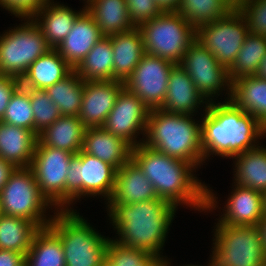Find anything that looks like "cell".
Returning a JSON list of instances; mask_svg holds the SVG:
<instances>
[{
  "mask_svg": "<svg viewBox=\"0 0 266 266\" xmlns=\"http://www.w3.org/2000/svg\"><path fill=\"white\" fill-rule=\"evenodd\" d=\"M235 184L256 191H266V148L259 145L233 157Z\"/></svg>",
  "mask_w": 266,
  "mask_h": 266,
  "instance_id": "f1b7e54d",
  "label": "cell"
},
{
  "mask_svg": "<svg viewBox=\"0 0 266 266\" xmlns=\"http://www.w3.org/2000/svg\"><path fill=\"white\" fill-rule=\"evenodd\" d=\"M266 55V36L249 32L233 65L228 69L229 79L254 76Z\"/></svg>",
  "mask_w": 266,
  "mask_h": 266,
  "instance_id": "836d02e7",
  "label": "cell"
},
{
  "mask_svg": "<svg viewBox=\"0 0 266 266\" xmlns=\"http://www.w3.org/2000/svg\"><path fill=\"white\" fill-rule=\"evenodd\" d=\"M162 12H178L182 0H155Z\"/></svg>",
  "mask_w": 266,
  "mask_h": 266,
  "instance_id": "f6af8a7d",
  "label": "cell"
},
{
  "mask_svg": "<svg viewBox=\"0 0 266 266\" xmlns=\"http://www.w3.org/2000/svg\"><path fill=\"white\" fill-rule=\"evenodd\" d=\"M143 144L165 155L193 164H203L201 123L191 115L150 110ZM146 140V141H145Z\"/></svg>",
  "mask_w": 266,
  "mask_h": 266,
  "instance_id": "277c9868",
  "label": "cell"
},
{
  "mask_svg": "<svg viewBox=\"0 0 266 266\" xmlns=\"http://www.w3.org/2000/svg\"><path fill=\"white\" fill-rule=\"evenodd\" d=\"M14 169L15 167L10 162H6L0 158V191Z\"/></svg>",
  "mask_w": 266,
  "mask_h": 266,
  "instance_id": "ee69618b",
  "label": "cell"
},
{
  "mask_svg": "<svg viewBox=\"0 0 266 266\" xmlns=\"http://www.w3.org/2000/svg\"><path fill=\"white\" fill-rule=\"evenodd\" d=\"M73 70L58 50L51 48L30 65L20 79L21 86L25 89L45 90L63 80Z\"/></svg>",
  "mask_w": 266,
  "mask_h": 266,
  "instance_id": "d4e9b609",
  "label": "cell"
},
{
  "mask_svg": "<svg viewBox=\"0 0 266 266\" xmlns=\"http://www.w3.org/2000/svg\"><path fill=\"white\" fill-rule=\"evenodd\" d=\"M133 147L103 127H88L81 151L112 165L116 170L131 160Z\"/></svg>",
  "mask_w": 266,
  "mask_h": 266,
  "instance_id": "e0dca14e",
  "label": "cell"
},
{
  "mask_svg": "<svg viewBox=\"0 0 266 266\" xmlns=\"http://www.w3.org/2000/svg\"><path fill=\"white\" fill-rule=\"evenodd\" d=\"M0 36V74L21 79L32 63L51 48L32 19Z\"/></svg>",
  "mask_w": 266,
  "mask_h": 266,
  "instance_id": "9c48e42d",
  "label": "cell"
},
{
  "mask_svg": "<svg viewBox=\"0 0 266 266\" xmlns=\"http://www.w3.org/2000/svg\"><path fill=\"white\" fill-rule=\"evenodd\" d=\"M263 196V213L264 217H266V191L262 193Z\"/></svg>",
  "mask_w": 266,
  "mask_h": 266,
  "instance_id": "681fc988",
  "label": "cell"
},
{
  "mask_svg": "<svg viewBox=\"0 0 266 266\" xmlns=\"http://www.w3.org/2000/svg\"><path fill=\"white\" fill-rule=\"evenodd\" d=\"M256 76L266 80V55L263 57L260 67L256 73Z\"/></svg>",
  "mask_w": 266,
  "mask_h": 266,
  "instance_id": "7dc6e473",
  "label": "cell"
},
{
  "mask_svg": "<svg viewBox=\"0 0 266 266\" xmlns=\"http://www.w3.org/2000/svg\"><path fill=\"white\" fill-rule=\"evenodd\" d=\"M119 244L147 251L159 258L177 206L162 198L132 204H108ZM162 256V257H161Z\"/></svg>",
  "mask_w": 266,
  "mask_h": 266,
  "instance_id": "3957f363",
  "label": "cell"
},
{
  "mask_svg": "<svg viewBox=\"0 0 266 266\" xmlns=\"http://www.w3.org/2000/svg\"><path fill=\"white\" fill-rule=\"evenodd\" d=\"M2 214L34 222L39 228L48 227L52 217L46 219V209L53 207L41 194L30 167H17L9 175L0 191Z\"/></svg>",
  "mask_w": 266,
  "mask_h": 266,
  "instance_id": "ba28073f",
  "label": "cell"
},
{
  "mask_svg": "<svg viewBox=\"0 0 266 266\" xmlns=\"http://www.w3.org/2000/svg\"><path fill=\"white\" fill-rule=\"evenodd\" d=\"M131 160L152 183L159 198L198 211L216 208V196L194 177L192 172L196 167L193 164L165 155L143 143L132 149Z\"/></svg>",
  "mask_w": 266,
  "mask_h": 266,
  "instance_id": "6da1fadb",
  "label": "cell"
},
{
  "mask_svg": "<svg viewBox=\"0 0 266 266\" xmlns=\"http://www.w3.org/2000/svg\"><path fill=\"white\" fill-rule=\"evenodd\" d=\"M50 0H0V6L20 19H32Z\"/></svg>",
  "mask_w": 266,
  "mask_h": 266,
  "instance_id": "60d3db41",
  "label": "cell"
},
{
  "mask_svg": "<svg viewBox=\"0 0 266 266\" xmlns=\"http://www.w3.org/2000/svg\"><path fill=\"white\" fill-rule=\"evenodd\" d=\"M74 155L66 150L44 146L37 141L30 168L41 194L57 210H66V175Z\"/></svg>",
  "mask_w": 266,
  "mask_h": 266,
  "instance_id": "7c38bea8",
  "label": "cell"
},
{
  "mask_svg": "<svg viewBox=\"0 0 266 266\" xmlns=\"http://www.w3.org/2000/svg\"><path fill=\"white\" fill-rule=\"evenodd\" d=\"M2 214L1 204H0V215Z\"/></svg>",
  "mask_w": 266,
  "mask_h": 266,
  "instance_id": "db71d44e",
  "label": "cell"
},
{
  "mask_svg": "<svg viewBox=\"0 0 266 266\" xmlns=\"http://www.w3.org/2000/svg\"><path fill=\"white\" fill-rule=\"evenodd\" d=\"M258 228L261 232V238L263 241V246L266 251V217L262 219V221L258 224Z\"/></svg>",
  "mask_w": 266,
  "mask_h": 266,
  "instance_id": "bcb514c9",
  "label": "cell"
},
{
  "mask_svg": "<svg viewBox=\"0 0 266 266\" xmlns=\"http://www.w3.org/2000/svg\"><path fill=\"white\" fill-rule=\"evenodd\" d=\"M111 37H102L74 71L84 81L113 80Z\"/></svg>",
  "mask_w": 266,
  "mask_h": 266,
  "instance_id": "f546056e",
  "label": "cell"
},
{
  "mask_svg": "<svg viewBox=\"0 0 266 266\" xmlns=\"http://www.w3.org/2000/svg\"><path fill=\"white\" fill-rule=\"evenodd\" d=\"M249 32L244 15L239 10H231L226 16L199 26L196 39L228 70Z\"/></svg>",
  "mask_w": 266,
  "mask_h": 266,
  "instance_id": "8fae6325",
  "label": "cell"
},
{
  "mask_svg": "<svg viewBox=\"0 0 266 266\" xmlns=\"http://www.w3.org/2000/svg\"><path fill=\"white\" fill-rule=\"evenodd\" d=\"M231 10L222 0H182L178 12L197 29L226 16Z\"/></svg>",
  "mask_w": 266,
  "mask_h": 266,
  "instance_id": "e575fe53",
  "label": "cell"
},
{
  "mask_svg": "<svg viewBox=\"0 0 266 266\" xmlns=\"http://www.w3.org/2000/svg\"><path fill=\"white\" fill-rule=\"evenodd\" d=\"M211 266H263L266 251L258 226L217 223Z\"/></svg>",
  "mask_w": 266,
  "mask_h": 266,
  "instance_id": "52a82bcc",
  "label": "cell"
},
{
  "mask_svg": "<svg viewBox=\"0 0 266 266\" xmlns=\"http://www.w3.org/2000/svg\"><path fill=\"white\" fill-rule=\"evenodd\" d=\"M175 65L167 59L145 54L124 85L150 110L160 109L165 101L169 73Z\"/></svg>",
  "mask_w": 266,
  "mask_h": 266,
  "instance_id": "5bb4252c",
  "label": "cell"
},
{
  "mask_svg": "<svg viewBox=\"0 0 266 266\" xmlns=\"http://www.w3.org/2000/svg\"><path fill=\"white\" fill-rule=\"evenodd\" d=\"M125 87L117 80L84 81L82 103L78 117L86 128L102 127Z\"/></svg>",
  "mask_w": 266,
  "mask_h": 266,
  "instance_id": "2e32d148",
  "label": "cell"
},
{
  "mask_svg": "<svg viewBox=\"0 0 266 266\" xmlns=\"http://www.w3.org/2000/svg\"><path fill=\"white\" fill-rule=\"evenodd\" d=\"M209 102L201 123V147L204 161L210 155L233 158L253 149L264 136L263 124L252 114L237 107L231 100ZM211 153V154H210Z\"/></svg>",
  "mask_w": 266,
  "mask_h": 266,
  "instance_id": "7a4b0ae2",
  "label": "cell"
},
{
  "mask_svg": "<svg viewBox=\"0 0 266 266\" xmlns=\"http://www.w3.org/2000/svg\"><path fill=\"white\" fill-rule=\"evenodd\" d=\"M0 121L34 131L33 108L27 89L20 86L14 92Z\"/></svg>",
  "mask_w": 266,
  "mask_h": 266,
  "instance_id": "8d00e7d4",
  "label": "cell"
},
{
  "mask_svg": "<svg viewBox=\"0 0 266 266\" xmlns=\"http://www.w3.org/2000/svg\"><path fill=\"white\" fill-rule=\"evenodd\" d=\"M222 1H224L232 10H239L244 0H222Z\"/></svg>",
  "mask_w": 266,
  "mask_h": 266,
  "instance_id": "c3c4849f",
  "label": "cell"
},
{
  "mask_svg": "<svg viewBox=\"0 0 266 266\" xmlns=\"http://www.w3.org/2000/svg\"><path fill=\"white\" fill-rule=\"evenodd\" d=\"M85 129L78 116L61 115L38 134V141L44 146L77 154L82 149Z\"/></svg>",
  "mask_w": 266,
  "mask_h": 266,
  "instance_id": "484cf974",
  "label": "cell"
},
{
  "mask_svg": "<svg viewBox=\"0 0 266 266\" xmlns=\"http://www.w3.org/2000/svg\"><path fill=\"white\" fill-rule=\"evenodd\" d=\"M48 227L60 238L66 266H101L110 239L105 238L74 210H57Z\"/></svg>",
  "mask_w": 266,
  "mask_h": 266,
  "instance_id": "5b68a950",
  "label": "cell"
},
{
  "mask_svg": "<svg viewBox=\"0 0 266 266\" xmlns=\"http://www.w3.org/2000/svg\"><path fill=\"white\" fill-rule=\"evenodd\" d=\"M102 37L97 23L84 10L77 17L71 31L57 50L67 63L75 69Z\"/></svg>",
  "mask_w": 266,
  "mask_h": 266,
  "instance_id": "ac0fdd59",
  "label": "cell"
},
{
  "mask_svg": "<svg viewBox=\"0 0 266 266\" xmlns=\"http://www.w3.org/2000/svg\"><path fill=\"white\" fill-rule=\"evenodd\" d=\"M84 10L85 7L76 12L68 6L54 4L50 0L32 17V20L45 36L48 46L57 49L71 31L77 17Z\"/></svg>",
  "mask_w": 266,
  "mask_h": 266,
  "instance_id": "603a6c76",
  "label": "cell"
},
{
  "mask_svg": "<svg viewBox=\"0 0 266 266\" xmlns=\"http://www.w3.org/2000/svg\"><path fill=\"white\" fill-rule=\"evenodd\" d=\"M130 22L135 28L162 13L155 0H125Z\"/></svg>",
  "mask_w": 266,
  "mask_h": 266,
  "instance_id": "ab89813d",
  "label": "cell"
},
{
  "mask_svg": "<svg viewBox=\"0 0 266 266\" xmlns=\"http://www.w3.org/2000/svg\"><path fill=\"white\" fill-rule=\"evenodd\" d=\"M113 49V80L124 82L146 54L138 28L110 36Z\"/></svg>",
  "mask_w": 266,
  "mask_h": 266,
  "instance_id": "cb8c5ba5",
  "label": "cell"
},
{
  "mask_svg": "<svg viewBox=\"0 0 266 266\" xmlns=\"http://www.w3.org/2000/svg\"><path fill=\"white\" fill-rule=\"evenodd\" d=\"M234 186L224 215L218 221L225 225L258 226L264 218L262 192L238 184Z\"/></svg>",
  "mask_w": 266,
  "mask_h": 266,
  "instance_id": "d6986e66",
  "label": "cell"
},
{
  "mask_svg": "<svg viewBox=\"0 0 266 266\" xmlns=\"http://www.w3.org/2000/svg\"><path fill=\"white\" fill-rule=\"evenodd\" d=\"M159 199L152 183L130 160L117 170L113 194L106 204H132Z\"/></svg>",
  "mask_w": 266,
  "mask_h": 266,
  "instance_id": "44dd1931",
  "label": "cell"
},
{
  "mask_svg": "<svg viewBox=\"0 0 266 266\" xmlns=\"http://www.w3.org/2000/svg\"><path fill=\"white\" fill-rule=\"evenodd\" d=\"M149 112L144 102L124 87L102 127L134 148L143 143V140L138 142L136 138L139 132L145 135Z\"/></svg>",
  "mask_w": 266,
  "mask_h": 266,
  "instance_id": "9a60e30c",
  "label": "cell"
},
{
  "mask_svg": "<svg viewBox=\"0 0 266 266\" xmlns=\"http://www.w3.org/2000/svg\"><path fill=\"white\" fill-rule=\"evenodd\" d=\"M107 261L113 266H162V258L145 250L127 247L110 238Z\"/></svg>",
  "mask_w": 266,
  "mask_h": 266,
  "instance_id": "d590c367",
  "label": "cell"
},
{
  "mask_svg": "<svg viewBox=\"0 0 266 266\" xmlns=\"http://www.w3.org/2000/svg\"><path fill=\"white\" fill-rule=\"evenodd\" d=\"M116 172L112 165L93 155L82 151L75 154L66 175V210H72L71 207L68 209L70 204L86 195H102L109 201L115 187Z\"/></svg>",
  "mask_w": 266,
  "mask_h": 266,
  "instance_id": "30bf717a",
  "label": "cell"
},
{
  "mask_svg": "<svg viewBox=\"0 0 266 266\" xmlns=\"http://www.w3.org/2000/svg\"><path fill=\"white\" fill-rule=\"evenodd\" d=\"M28 266H66L60 238L49 228H40L25 255Z\"/></svg>",
  "mask_w": 266,
  "mask_h": 266,
  "instance_id": "4dcf8cb0",
  "label": "cell"
},
{
  "mask_svg": "<svg viewBox=\"0 0 266 266\" xmlns=\"http://www.w3.org/2000/svg\"><path fill=\"white\" fill-rule=\"evenodd\" d=\"M17 266H28L27 261L24 259L19 265Z\"/></svg>",
  "mask_w": 266,
  "mask_h": 266,
  "instance_id": "816d5d0a",
  "label": "cell"
},
{
  "mask_svg": "<svg viewBox=\"0 0 266 266\" xmlns=\"http://www.w3.org/2000/svg\"><path fill=\"white\" fill-rule=\"evenodd\" d=\"M167 86L165 101L160 108L163 111L194 116L201 103L208 104L188 73L178 64L170 71Z\"/></svg>",
  "mask_w": 266,
  "mask_h": 266,
  "instance_id": "ffe728a7",
  "label": "cell"
},
{
  "mask_svg": "<svg viewBox=\"0 0 266 266\" xmlns=\"http://www.w3.org/2000/svg\"><path fill=\"white\" fill-rule=\"evenodd\" d=\"M40 228L32 221L0 215V249L11 250L24 256L31 247L32 239Z\"/></svg>",
  "mask_w": 266,
  "mask_h": 266,
  "instance_id": "1f68e13d",
  "label": "cell"
},
{
  "mask_svg": "<svg viewBox=\"0 0 266 266\" xmlns=\"http://www.w3.org/2000/svg\"><path fill=\"white\" fill-rule=\"evenodd\" d=\"M85 5V10L97 23L103 37L135 28L130 22L125 0H91Z\"/></svg>",
  "mask_w": 266,
  "mask_h": 266,
  "instance_id": "4316f807",
  "label": "cell"
},
{
  "mask_svg": "<svg viewBox=\"0 0 266 266\" xmlns=\"http://www.w3.org/2000/svg\"><path fill=\"white\" fill-rule=\"evenodd\" d=\"M237 107L266 124V80L254 76L232 81L231 99Z\"/></svg>",
  "mask_w": 266,
  "mask_h": 266,
  "instance_id": "83f0119b",
  "label": "cell"
},
{
  "mask_svg": "<svg viewBox=\"0 0 266 266\" xmlns=\"http://www.w3.org/2000/svg\"><path fill=\"white\" fill-rule=\"evenodd\" d=\"M33 108L34 132L38 135L53 124L60 116L59 108L44 90L27 89Z\"/></svg>",
  "mask_w": 266,
  "mask_h": 266,
  "instance_id": "74e56055",
  "label": "cell"
},
{
  "mask_svg": "<svg viewBox=\"0 0 266 266\" xmlns=\"http://www.w3.org/2000/svg\"><path fill=\"white\" fill-rule=\"evenodd\" d=\"M178 65L188 73L205 101L213 102L214 100L210 97L216 94L219 96L220 90L222 92L226 87V90H229L226 99H231L232 82L229 79L228 70L197 39L188 46V50Z\"/></svg>",
  "mask_w": 266,
  "mask_h": 266,
  "instance_id": "4fadbf2b",
  "label": "cell"
},
{
  "mask_svg": "<svg viewBox=\"0 0 266 266\" xmlns=\"http://www.w3.org/2000/svg\"><path fill=\"white\" fill-rule=\"evenodd\" d=\"M25 256L11 250L0 249V266H17L23 260Z\"/></svg>",
  "mask_w": 266,
  "mask_h": 266,
  "instance_id": "7bdbcfd3",
  "label": "cell"
},
{
  "mask_svg": "<svg viewBox=\"0 0 266 266\" xmlns=\"http://www.w3.org/2000/svg\"><path fill=\"white\" fill-rule=\"evenodd\" d=\"M101 266H113V265H111V263L106 260Z\"/></svg>",
  "mask_w": 266,
  "mask_h": 266,
  "instance_id": "f5cc1de1",
  "label": "cell"
},
{
  "mask_svg": "<svg viewBox=\"0 0 266 266\" xmlns=\"http://www.w3.org/2000/svg\"><path fill=\"white\" fill-rule=\"evenodd\" d=\"M146 54L179 64L188 46L196 39V29L179 12H162L141 24Z\"/></svg>",
  "mask_w": 266,
  "mask_h": 266,
  "instance_id": "8992f818",
  "label": "cell"
},
{
  "mask_svg": "<svg viewBox=\"0 0 266 266\" xmlns=\"http://www.w3.org/2000/svg\"><path fill=\"white\" fill-rule=\"evenodd\" d=\"M37 141L34 131L0 121V158L15 168L30 167Z\"/></svg>",
  "mask_w": 266,
  "mask_h": 266,
  "instance_id": "7402d4cb",
  "label": "cell"
},
{
  "mask_svg": "<svg viewBox=\"0 0 266 266\" xmlns=\"http://www.w3.org/2000/svg\"><path fill=\"white\" fill-rule=\"evenodd\" d=\"M84 80L73 70L63 80L46 88L53 103L59 108L60 114L78 116L82 103Z\"/></svg>",
  "mask_w": 266,
  "mask_h": 266,
  "instance_id": "d6a6232c",
  "label": "cell"
},
{
  "mask_svg": "<svg viewBox=\"0 0 266 266\" xmlns=\"http://www.w3.org/2000/svg\"><path fill=\"white\" fill-rule=\"evenodd\" d=\"M169 264H170V262H168V260H166V258H164L162 261V266H171ZM186 266H200V265H186ZM208 266H211V263H208Z\"/></svg>",
  "mask_w": 266,
  "mask_h": 266,
  "instance_id": "f907efd6",
  "label": "cell"
},
{
  "mask_svg": "<svg viewBox=\"0 0 266 266\" xmlns=\"http://www.w3.org/2000/svg\"><path fill=\"white\" fill-rule=\"evenodd\" d=\"M21 86L19 79L0 74V120L14 92Z\"/></svg>",
  "mask_w": 266,
  "mask_h": 266,
  "instance_id": "b9f144b4",
  "label": "cell"
},
{
  "mask_svg": "<svg viewBox=\"0 0 266 266\" xmlns=\"http://www.w3.org/2000/svg\"><path fill=\"white\" fill-rule=\"evenodd\" d=\"M239 11L251 33L266 36V0H244Z\"/></svg>",
  "mask_w": 266,
  "mask_h": 266,
  "instance_id": "f35d334b",
  "label": "cell"
}]
</instances>
